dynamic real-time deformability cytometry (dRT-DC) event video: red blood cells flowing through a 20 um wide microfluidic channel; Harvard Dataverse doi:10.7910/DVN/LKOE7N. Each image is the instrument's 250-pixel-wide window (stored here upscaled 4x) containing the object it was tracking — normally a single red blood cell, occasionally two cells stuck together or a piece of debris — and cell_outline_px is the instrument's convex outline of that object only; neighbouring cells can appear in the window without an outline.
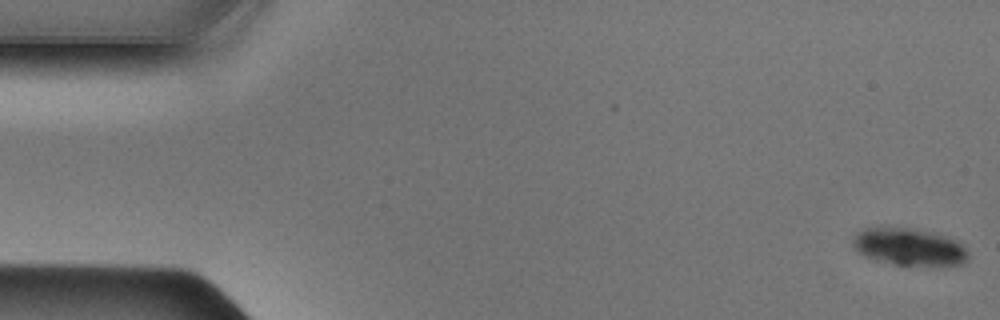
{"species": "Egyptian fruit bat (a non-hibernating species)", "species_latin": "Rousettus aegyptiacus", "temperature_condition": "cold", "stored_images_in_passage": 49, "camera_frame_rate_fps": 3000, "um_per_image_px": 0.085, "animal": {"sex": "male"}, "frame": {"image": 1, "passage_image": 1, "time_ms": 0.0, "image_size_px": [1000, 320], "cell_outline_px": [[968, 260], [960, 264], [908, 268], [876, 260], [860, 252], [856, 248], [852, 240], [852, 236], [856, 232], [864, 228], [880, 224], [884, 224], [916, 228], [960, 240], [968, 252]], "centroid_in_image_um": [77.28, 20.96], "position_along_channel_um": 7.7, "area_um2": 26.47}}
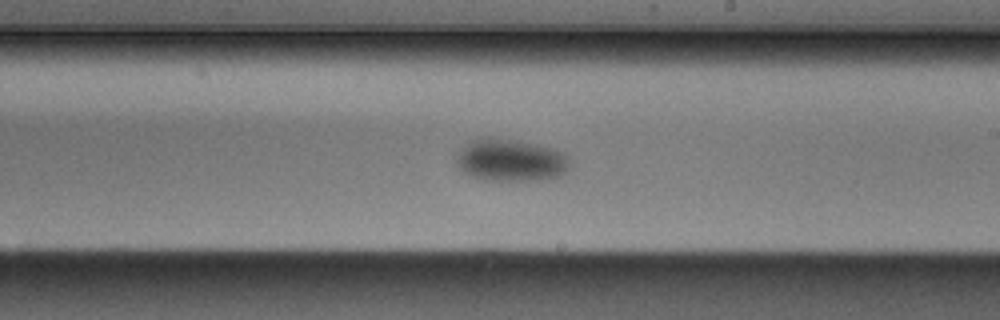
{"frame": {"image": 2, "passage_image": 28, "time_ms": 9.0, "image_size_px": [1000, 320], "cell_outline_px": [[568, 168], [564, 172], [556, 176], [536, 180], [488, 180], [472, 176], [464, 172], [456, 164], [456, 152], [472, 140], [508, 140], [532, 144], [552, 148], [564, 152], [568, 156]], "centroid_in_image_um": [43.39, 13.65], "position_along_channel_um": 245.6, "area_um2": 26.99}}
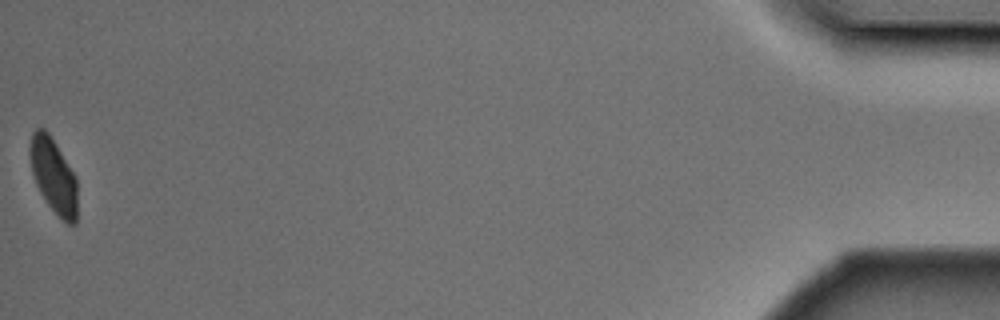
{"frame": {"image": 3, "passage_image": 49, "time_ms": 16.0, "image_size_px": [1000, 320], "cell_outline_px": [[76, 224], [68, 224], [48, 204], [40, 192], [36, 184], [32, 172], [28, 152], [28, 148], [32, 132], [36, 128], [44, 128], [48, 132], [56, 144], [76, 176]], "centroid_in_image_um": [4.52, 14.88], "position_along_channel_um": 430.7, "area_um2": 20.52}}